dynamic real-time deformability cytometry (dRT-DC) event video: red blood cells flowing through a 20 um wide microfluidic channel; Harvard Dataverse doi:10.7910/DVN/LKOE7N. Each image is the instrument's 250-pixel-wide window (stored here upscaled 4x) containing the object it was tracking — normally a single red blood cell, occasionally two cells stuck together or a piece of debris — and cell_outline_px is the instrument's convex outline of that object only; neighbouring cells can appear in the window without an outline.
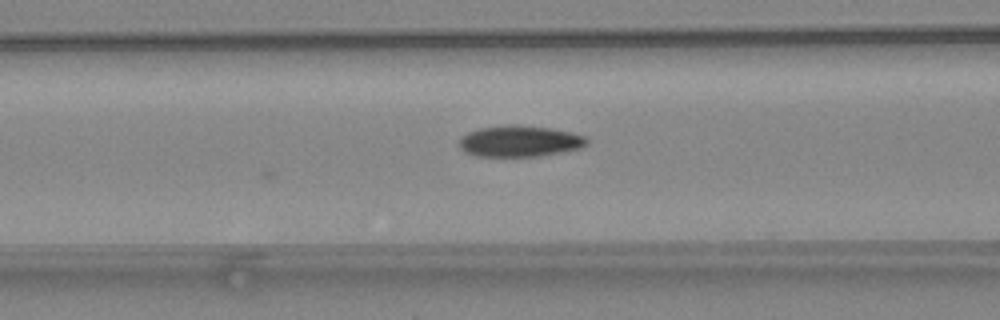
{"species": "common noctule bat (a hibernating species)", "species_latin": "Nyctalus noctula", "temperature_condition": "warm", "stored_images_in_passage": 6, "camera_frame_rate_fps": 3000, "um_per_image_px": 0.085, "animal": {"sex": "female", "body_mass_g": 24.6, "forearm_length_mm": 56.2}, "frame": {"image": 1, "passage_image": 6, "time_ms": 1.667, "image_size_px": [1000, 320], "cell_outline_px": [[588, 144], [580, 148], [540, 156], [476, 156], [464, 152], [460, 148], [460, 140], [468, 132], [480, 128], [552, 128], [572, 132], [584, 136], [588, 140]], "centroid_in_image_um": [44.21, 12.06], "position_along_channel_um": 122.4, "area_um2": 22.08}}